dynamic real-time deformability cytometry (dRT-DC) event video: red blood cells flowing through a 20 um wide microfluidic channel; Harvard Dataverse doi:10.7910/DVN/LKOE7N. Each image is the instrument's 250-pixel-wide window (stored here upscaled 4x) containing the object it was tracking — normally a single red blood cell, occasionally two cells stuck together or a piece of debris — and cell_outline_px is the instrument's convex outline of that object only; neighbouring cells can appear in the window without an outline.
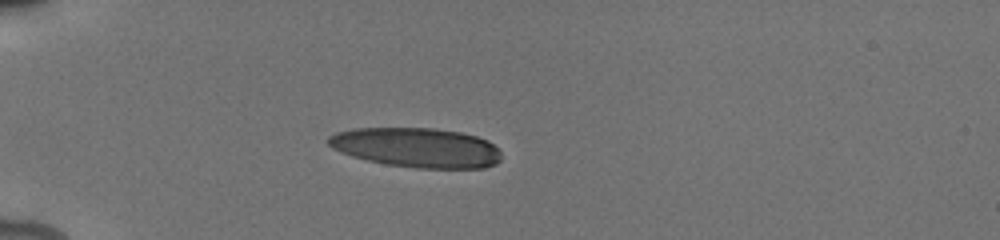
{"species": "human", "species_latin": "Homo sapiens", "temperature_condition": "cold", "stored_images_in_passage": 5, "camera_frame_rate_fps": 3000, "um_per_image_px": 0.085, "donor": {"sex": "male"}, "frame": {"image": 1, "passage_image": 1, "time_ms": 0.0, "image_size_px": [1000, 240], "cell_outline_px": [[500, 160], [496, 164], [484, 168], [416, 168], [388, 164], [368, 160], [352, 156], [340, 152], [332, 148], [328, 144], [328, 136], [336, 132], [352, 128], [432, 128], [460, 132], [476, 136], [488, 140], [500, 152]], "centroid_in_image_um": [35.4, 12.54], "position_along_channel_um": 49.6, "area_um2": 39.94}}